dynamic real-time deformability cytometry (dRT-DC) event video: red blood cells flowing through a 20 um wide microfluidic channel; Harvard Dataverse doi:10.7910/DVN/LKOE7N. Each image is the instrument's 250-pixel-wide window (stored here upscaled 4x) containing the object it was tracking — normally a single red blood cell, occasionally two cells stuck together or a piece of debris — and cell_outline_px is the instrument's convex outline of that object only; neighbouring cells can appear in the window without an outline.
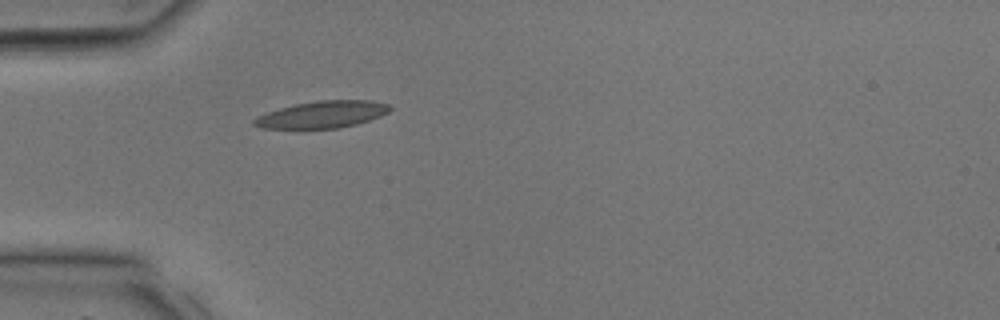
{"species": "common noctule bat (a hibernating species)", "species_latin": "Nyctalus noctula", "temperature_condition": "room temperature", "stored_images_in_passage": 24, "camera_frame_rate_fps": 3000, "um_per_image_px": 0.085, "animal": {"sex": "male", "body_mass_g": 17.9, "forearm_length_mm": 54.2}, "frame": {"image": 1, "passage_image": 1, "time_ms": 0.0, "image_size_px": [1000, 320], "cell_outline_px": [[392, 108], [388, 112], [380, 116], [356, 124], [336, 128], [264, 128], [252, 124], [252, 120], [268, 112], [280, 108], [296, 104], [320, 100], [368, 100], [388, 104]], "centroid_in_image_um": [27.41, 9.72], "position_along_channel_um": 57.6, "area_um2": 20.92}}
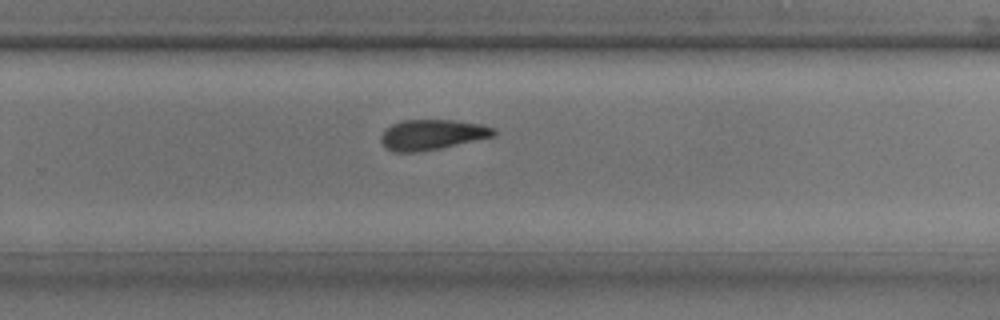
{"frame": {"image": 2, "passage_image": 13, "time_ms": 4.0, "image_size_px": [1000, 320], "cell_outline_px": [[496, 136], [440, 148], [420, 152], [392, 152], [380, 140], [380, 136], [392, 124], [404, 120], [456, 120], [480, 124], [492, 128], [496, 132]], "centroid_in_image_um": [36.74, 11.45], "position_along_channel_um": 293.1, "area_um2": 19.77}}
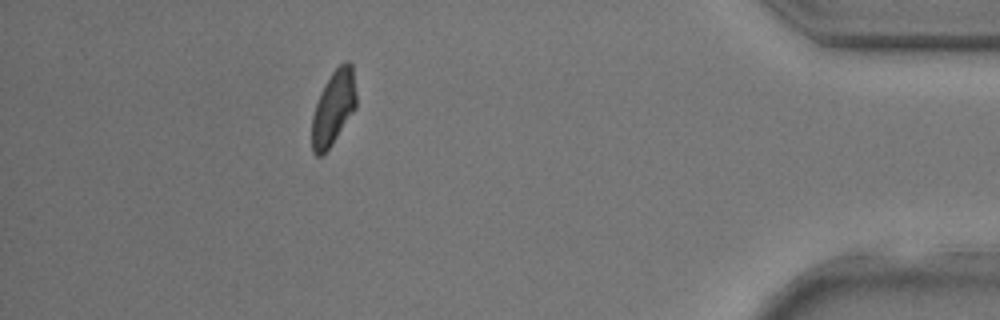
{"frame": {"image": 3, "passage_image": 21, "time_ms": 6.667, "image_size_px": [1000, 320], "cell_outline_px": [[356, 108], [332, 144], [320, 156], [316, 156], [312, 152], [312, 116], [320, 92], [332, 72], [344, 60], [348, 60], [352, 64], [356, 96]], "centroid_in_image_um": [28.34, 9.15], "position_along_channel_um": 406.9, "area_um2": 19.13}}